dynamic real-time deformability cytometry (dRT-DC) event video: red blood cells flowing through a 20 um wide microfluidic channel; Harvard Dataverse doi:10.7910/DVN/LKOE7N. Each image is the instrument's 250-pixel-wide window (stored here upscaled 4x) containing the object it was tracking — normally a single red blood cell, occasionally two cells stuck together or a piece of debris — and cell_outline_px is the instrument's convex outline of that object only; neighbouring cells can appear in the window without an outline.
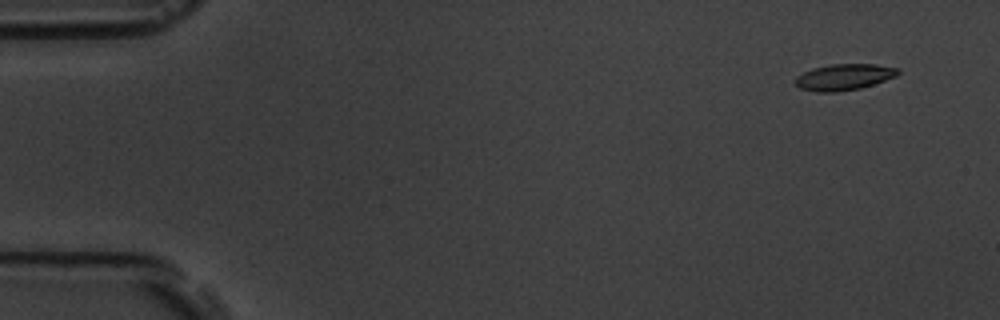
{"species": "common noctule bat (a hibernating species)", "species_latin": "Nyctalus noctula", "temperature_condition": "room temperature", "stored_images_in_passage": 6, "segment_of_instrument_passage": [2, 2], "camera_frame_rate_fps": 3000, "um_per_image_px": 0.085, "animal": {"sex": "male", "body_mass_g": 19.5, "forearm_length_mm": 54.6}, "frame": {"image": 1, "passage_image": 6, "time_ms": 6.0, "image_size_px": [1000, 320], "cell_outline_px": [[900, 72], [896, 76], [860, 88], [836, 92], [816, 92], [800, 88], [792, 80], [796, 76], [812, 68], [832, 64], [876, 64], [900, 68]], "centroid_in_image_um": [71.72, 6.54], "position_along_channel_um": 13.3, "area_um2": 15.72}}